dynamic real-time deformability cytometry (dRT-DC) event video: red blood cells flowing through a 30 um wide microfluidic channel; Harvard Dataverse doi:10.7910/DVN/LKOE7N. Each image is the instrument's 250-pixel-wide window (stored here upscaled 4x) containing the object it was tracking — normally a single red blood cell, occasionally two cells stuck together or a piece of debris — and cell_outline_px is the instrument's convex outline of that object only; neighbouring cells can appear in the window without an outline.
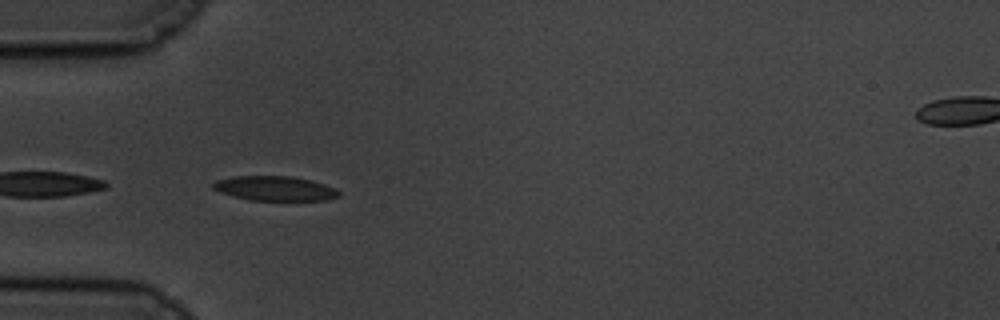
{"species": "common noctule bat (a hibernating species)", "species_latin": "Nyctalus noctula", "temperature_condition": "cold", "stored_images_in_passage": 8, "camera_frame_rate_fps": 3000, "um_per_image_px": 0.085, "animal": {"sex": "male", "body_mass_g": 19.5, "forearm_length_mm": 54.6}, "frame": {"image": 1, "passage_image": 1, "time_ms": 0.0, "image_size_px": [1000, 320], "cell_outline_px": [[340, 196], [328, 200], [252, 200], [232, 196], [220, 192], [212, 188], [212, 184], [216, 180], [232, 176], [292, 176], [312, 180], [324, 184], [340, 192]], "centroid_in_image_um": [23.34, 16.01], "position_along_channel_um": 61.7, "area_um2": 18.03}}
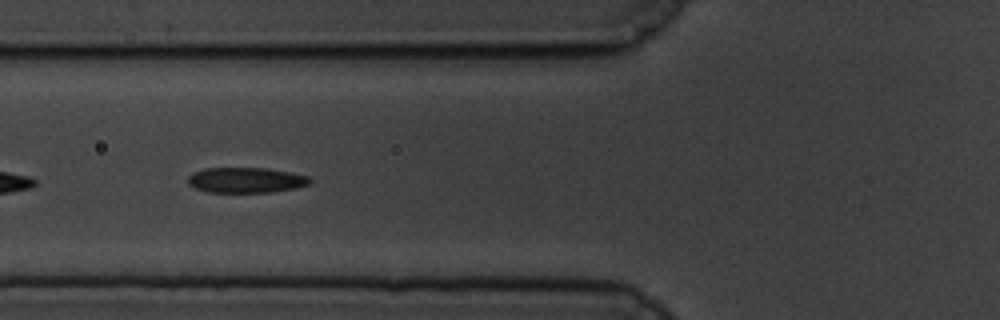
{"frame": {"image": 2, "passage_image": 5, "time_ms": 1.333, "image_size_px": [1000, 320], "cell_outline_px": [[312, 184], [296, 188], [272, 192], [208, 192], [196, 188], [188, 184], [188, 176], [192, 172], [204, 168], [264, 168], [288, 172], [308, 176], [312, 180]], "centroid_in_image_um": [20.91, 15.31], "position_along_channel_um": 104.9, "area_um2": 18.09}}